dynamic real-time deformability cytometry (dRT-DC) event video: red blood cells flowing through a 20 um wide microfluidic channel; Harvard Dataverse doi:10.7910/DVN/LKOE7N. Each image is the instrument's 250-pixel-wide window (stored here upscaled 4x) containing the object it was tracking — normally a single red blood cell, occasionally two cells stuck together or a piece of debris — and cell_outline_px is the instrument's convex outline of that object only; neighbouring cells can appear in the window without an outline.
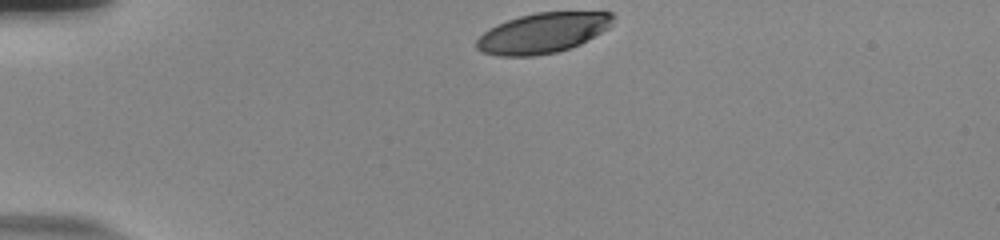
{"species": "human", "species_latin": "Homo sapiens", "temperature_condition": "room temperature", "stored_images_in_passage": 35, "camera_frame_rate_fps": 3000, "um_per_image_px": 0.085, "donor": {"sex": "male"}, "frame": {"image": 1, "passage_image": 1, "time_ms": 0.0, "image_size_px": [1000, 240], "cell_outline_px": [[616, 16], [612, 24], [608, 28], [580, 44], [556, 52], [536, 56], [496, 56], [480, 52], [476, 48], [476, 40], [488, 28], [496, 24], [520, 16], [536, 12], [612, 12]], "centroid_in_image_um": [46.11, 2.81], "position_along_channel_um": 38.9, "area_um2": 32.08}}
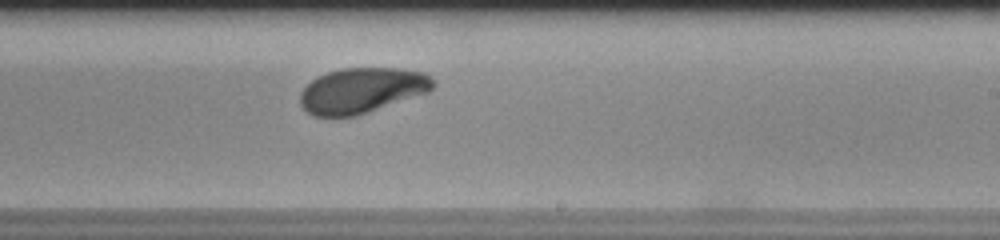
{"frame": {"image": 2, "passage_image": 23, "time_ms": 7.333, "image_size_px": [1000, 240], "cell_outline_px": [[436, 84], [428, 92], [356, 116], [312, 116], [300, 104], [300, 92], [316, 76], [340, 68], [400, 68], [424, 72], [432, 76]], "centroid_in_image_um": [30.77, 7.67], "position_along_channel_um": 258.2, "area_um2": 35.2}}
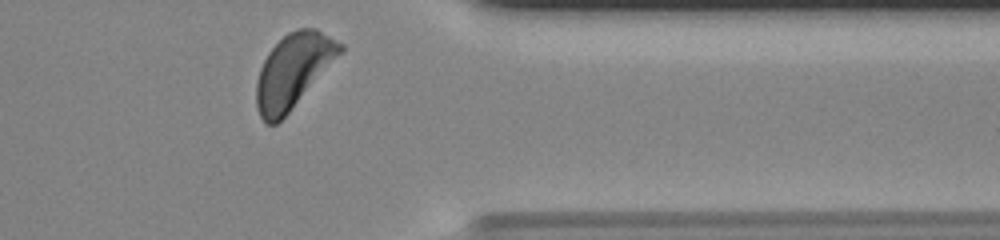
{"frame": {"image": 3, "passage_image": 34, "time_ms": 11.0, "image_size_px": [1000, 240], "cell_outline_px": [[344, 48], [288, 112], [276, 124], [264, 124], [256, 108], [256, 80], [260, 68], [268, 52], [288, 32], [296, 28], [316, 28], [344, 44]], "centroid_in_image_um": [24.87, 6.0], "position_along_channel_um": 386.5, "area_um2": 35.32}, "authors_computed_cell_mechanics": {"area_um2": 35.3736, "velocity_mm_per_s": 3.7023, "shape_relaxation_time_tau1_ms": 2.961, "shape_relaxation_time_tau2_ms": null, "deformation_change_tau1": 0.1475, "deformation_change_tau2": null}}